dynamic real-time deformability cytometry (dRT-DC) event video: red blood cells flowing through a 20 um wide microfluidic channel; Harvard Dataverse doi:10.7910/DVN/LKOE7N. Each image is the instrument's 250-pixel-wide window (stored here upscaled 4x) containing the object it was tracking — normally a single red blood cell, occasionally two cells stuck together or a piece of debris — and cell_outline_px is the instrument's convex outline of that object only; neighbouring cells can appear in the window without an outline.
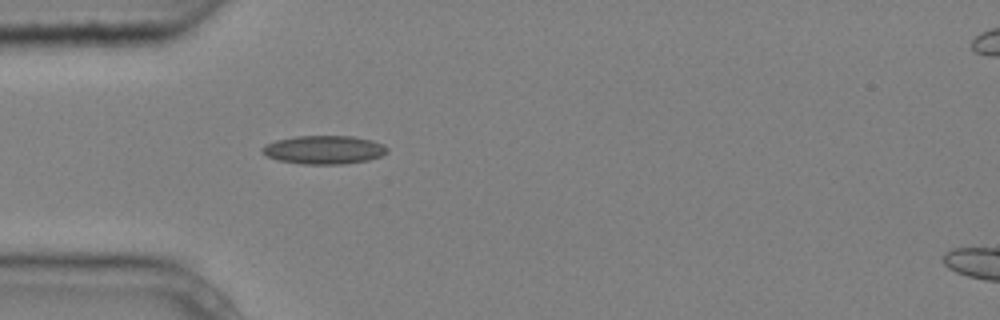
{"species": "common noctule bat (a hibernating species)", "species_latin": "Nyctalus noctula", "temperature_condition": "cold", "stored_images_in_passage": 4, "camera_frame_rate_fps": 3000, "um_per_image_px": 0.085, "animal": {"sex": "male", "body_mass_g": 20.4}, "frame": {"image": 1, "passage_image": 4, "time_ms": 1.0, "image_size_px": [1000, 320], "cell_outline_px": [[388, 152], [380, 156], [368, 160], [340, 164], [300, 164], [276, 160], [268, 156], [260, 148], [264, 144], [276, 140], [296, 136], [352, 136], [372, 140], [384, 144], [388, 148]], "centroid_in_image_um": [27.53, 12.73], "position_along_channel_um": 57.5, "area_um2": 20.81}}